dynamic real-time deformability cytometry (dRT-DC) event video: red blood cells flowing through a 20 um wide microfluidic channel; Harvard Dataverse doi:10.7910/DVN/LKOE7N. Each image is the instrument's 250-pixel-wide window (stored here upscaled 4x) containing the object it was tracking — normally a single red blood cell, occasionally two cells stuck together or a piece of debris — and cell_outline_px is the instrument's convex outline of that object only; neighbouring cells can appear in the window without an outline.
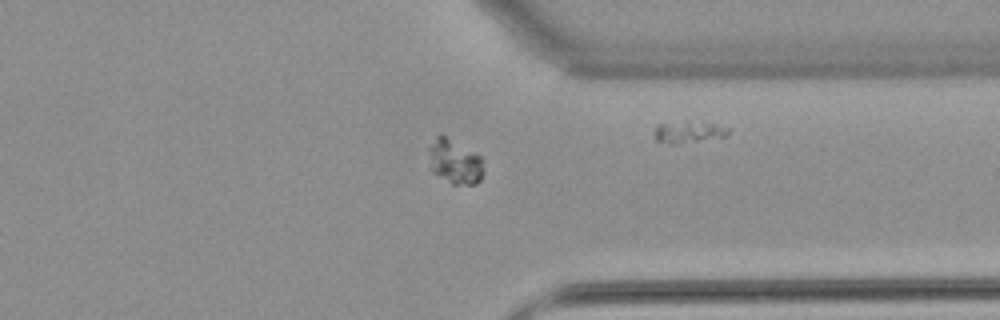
{"species": "common noctule bat (a hibernating species)", "species_latin": "Nyctalus noctula", "temperature_condition": "warm", "stored_images_in_passage": 56, "segment_of_instrument_passage": [3, 3], "camera_frame_rate_fps": 3000, "um_per_image_px": 0.085, "animal": {"sex": "female", "body_mass_g": 22.7, "forearm_length_mm": 54.2}, "frame": {"image": 1, "passage_image": 43, "time_ms": 14.0, "image_size_px": [1000, 320], "cell_outline_px": [[484, 172], [480, 180], [476, 184], [452, 184], [432, 172], [428, 148], [436, 136], [440, 132], [480, 156]], "centroid_in_image_um": [38.64, 13.73], "position_along_channel_um": 372.8, "area_um2": 14.16}}
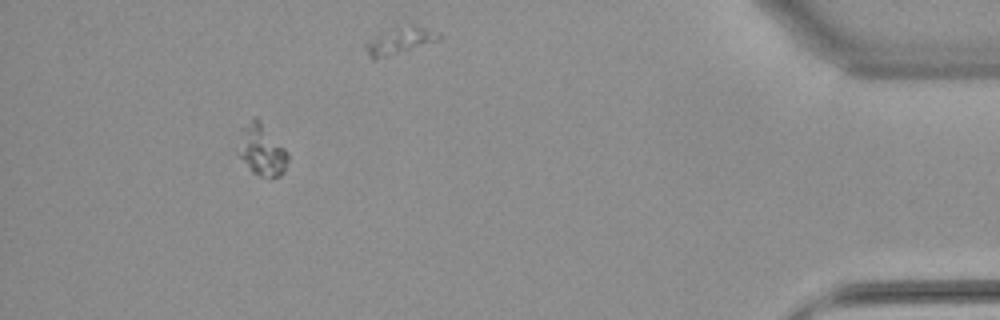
{"frame": {"image": 2, "passage_image": 51, "time_ms": 16.667, "image_size_px": [1000, 320], "cell_outline_px": [[288, 160], [284, 172], [280, 176], [260, 176], [252, 172], [240, 156], [240, 128], [256, 116], [260, 120], [288, 152]], "centroid_in_image_um": [22.27, 12.74], "position_along_channel_um": 412.9, "area_um2": 14.51}}